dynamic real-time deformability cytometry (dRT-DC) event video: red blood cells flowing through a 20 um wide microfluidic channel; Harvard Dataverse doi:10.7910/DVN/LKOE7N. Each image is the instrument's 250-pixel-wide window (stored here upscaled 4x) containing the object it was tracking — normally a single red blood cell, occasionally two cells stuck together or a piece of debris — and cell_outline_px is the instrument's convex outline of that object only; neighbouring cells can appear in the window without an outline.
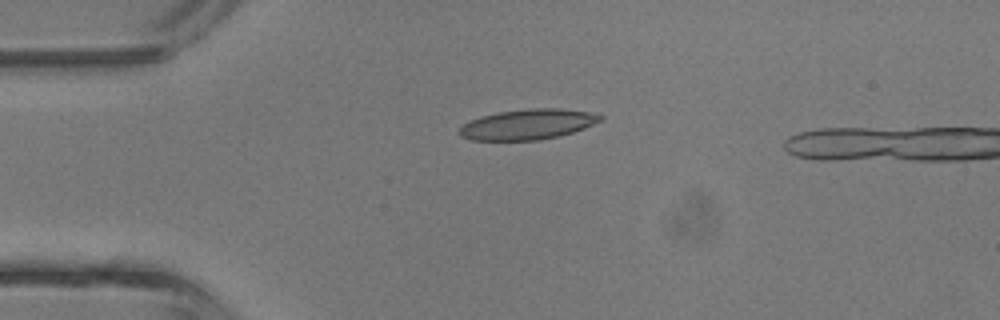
{"species": "common noctule bat (a hibernating species)", "species_latin": "Nyctalus noctula", "temperature_condition": "room temperature", "stored_images_in_passage": 4, "camera_frame_rate_fps": 3000, "um_per_image_px": 0.085, "animal": {"sex": "male", "body_mass_g": 13.3}, "frame": {"image": 1, "passage_image": 3, "time_ms": 3.333, "image_size_px": [1000, 320], "cell_outline_px": [[604, 120], [584, 128], [560, 136], [540, 140], [472, 140], [460, 136], [460, 128], [464, 124], [480, 116], [500, 112], [532, 108], [560, 108], [588, 112], [604, 116]], "centroid_in_image_um": [44.9, 10.57], "position_along_channel_um": 40.1, "area_um2": 24.8}}